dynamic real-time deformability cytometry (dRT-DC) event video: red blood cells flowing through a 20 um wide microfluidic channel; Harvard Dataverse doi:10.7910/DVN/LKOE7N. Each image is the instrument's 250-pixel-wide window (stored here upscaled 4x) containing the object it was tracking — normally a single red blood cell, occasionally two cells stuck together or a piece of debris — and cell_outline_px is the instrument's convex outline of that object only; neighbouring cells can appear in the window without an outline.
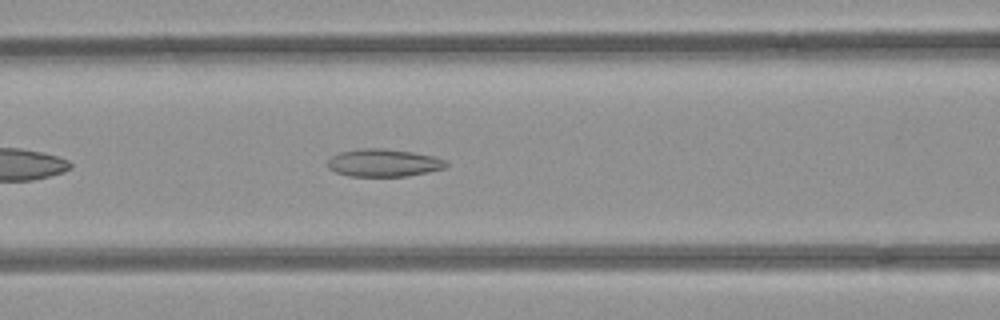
{"species": "common noctule bat (a hibernating species)", "species_latin": "Nyctalus noctula", "temperature_condition": "room temperature", "stored_images_in_passage": 39, "camera_frame_rate_fps": 3000, "um_per_image_px": 0.085, "animal": {"sex": "female", "body_mass_g": 21.9}, "frame": {"image": 1, "passage_image": 9, "time_ms": 2.667, "image_size_px": [1000, 320], "cell_outline_px": [[448, 164], [444, 168], [428, 172], [408, 176], [348, 176], [336, 172], [328, 168], [328, 160], [332, 156], [340, 152], [360, 148], [380, 148], [412, 152], [432, 156], [444, 160]], "centroid_in_image_um": [32.58, 13.84], "position_along_channel_um": 134.0, "area_um2": 18.96}}
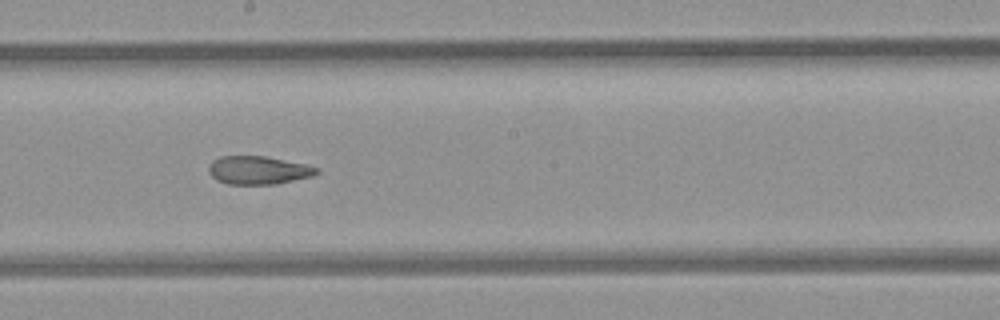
{"frame": {"image": 2, "passage_image": 16, "time_ms": 5.0, "image_size_px": [1000, 320], "cell_outline_px": [[320, 172], [312, 176], [276, 184], [228, 184], [216, 180], [208, 172], [208, 164], [212, 160], [220, 156], [264, 156], [304, 164], [320, 168]], "centroid_in_image_um": [21.93, 14.47], "position_along_channel_um": 226.3, "area_um2": 17.8}}
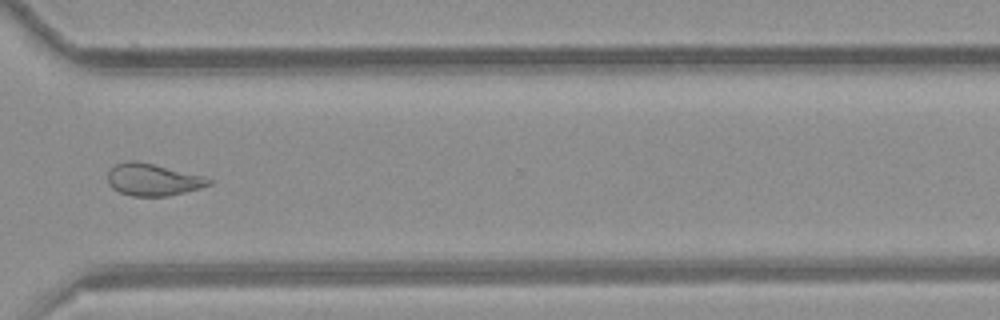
{"frame": {"image": 3, "passage_image": 26, "time_ms": 8.333, "image_size_px": [1000, 320], "cell_outline_px": [[212, 184], [200, 188], [168, 196], [132, 196], [120, 192], [112, 188], [108, 184], [108, 168], [124, 160], [136, 160], [204, 176], [212, 180]], "centroid_in_image_um": [12.96, 15.26], "position_along_channel_um": 357.6, "area_um2": 19.02}, "authors_computed_cell_mechanics": {"area_um2": 19.5364, "velocity_mm_per_s": 3.9563, "shape_relaxation_time_tau1_ms": null, "shape_relaxation_time_tau2_ms": 2.4445, "deformation_change_tau1": null, "deformation_change_tau2": 0.0977}}